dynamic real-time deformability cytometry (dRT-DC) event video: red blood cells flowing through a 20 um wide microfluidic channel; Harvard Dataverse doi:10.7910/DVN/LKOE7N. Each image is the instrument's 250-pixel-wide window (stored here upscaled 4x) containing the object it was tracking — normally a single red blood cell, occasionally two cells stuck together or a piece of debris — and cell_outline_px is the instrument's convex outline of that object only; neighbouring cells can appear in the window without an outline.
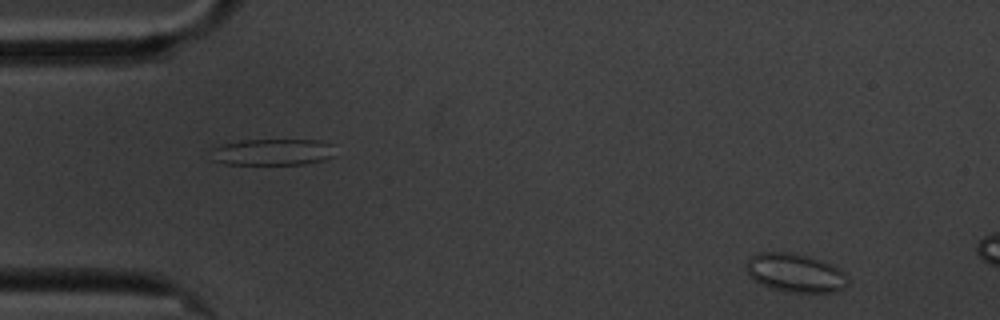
{"species": "common noctule bat (a hibernating species)", "species_latin": "Nyctalus noctula", "temperature_condition": "cold", "stored_images_in_passage": 9, "camera_frame_rate_fps": 3000, "um_per_image_px": 0.085, "animal": {"sex": "male", "body_mass_g": 20.1, "forearm_length_mm": 53.5}, "frame": {"image": 1, "passage_image": 2, "time_ms": 0.333, "image_size_px": [1000, 320], "cell_outline_px": [[848, 284], [844, 288], [836, 292], [788, 292], [772, 288], [760, 284], [748, 276], [748, 260], [752, 256], [760, 252], [792, 252], [808, 256], [820, 260], [844, 272], [848, 280]], "centroid_in_image_um": [67.6, 23.2], "position_along_channel_um": 17.4, "area_um2": 22.66}}